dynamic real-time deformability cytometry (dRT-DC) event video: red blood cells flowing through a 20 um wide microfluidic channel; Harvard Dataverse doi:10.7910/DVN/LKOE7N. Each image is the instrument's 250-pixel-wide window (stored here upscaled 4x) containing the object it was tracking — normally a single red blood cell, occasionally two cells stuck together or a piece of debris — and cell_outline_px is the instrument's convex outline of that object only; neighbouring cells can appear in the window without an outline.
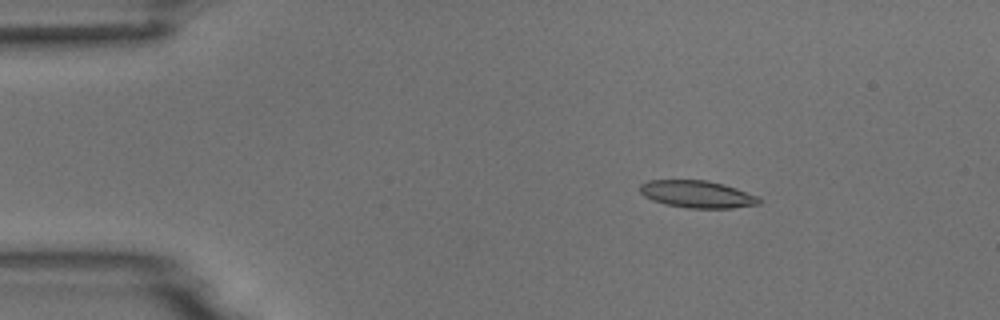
{"species": "common noctule bat (a hibernating species)", "species_latin": "Nyctalus noctula", "temperature_condition": "room temperature", "stored_images_in_passage": 4, "camera_frame_rate_fps": 3000, "um_per_image_px": 0.085, "animal": {"sex": "male", "body_mass_g": 18.8}, "frame": {"image": 1, "passage_image": 2, "time_ms": 1.0, "image_size_px": [1000, 320], "cell_outline_px": [[760, 204], [732, 208], [688, 208], [664, 204], [652, 200], [644, 196], [640, 192], [640, 184], [648, 180], [708, 180], [724, 184], [760, 196]], "centroid_in_image_um": [59.27, 16.5], "position_along_channel_um": 25.7, "area_um2": 19.07}}
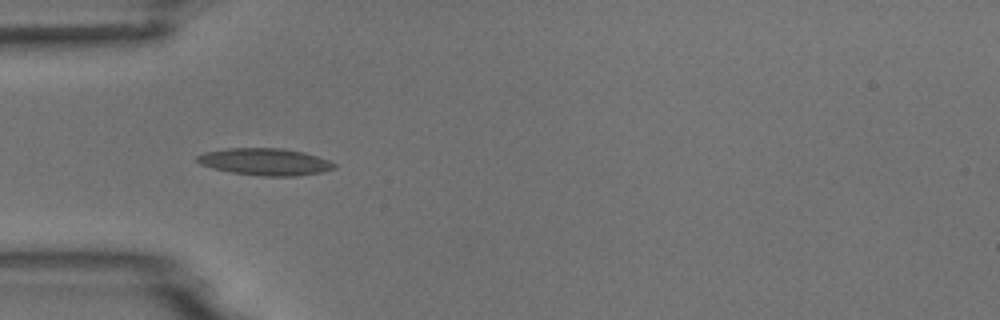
{"frame": {"image": 2, "passage_image": 4, "time_ms": 3.667, "image_size_px": [1000, 320], "cell_outline_px": [[336, 168], [320, 172], [296, 176], [260, 176], [232, 172], [212, 168], [200, 164], [196, 160], [196, 156], [204, 152], [224, 148], [284, 148], [304, 152], [328, 160], [336, 164]], "centroid_in_image_um": [22.51, 13.74], "position_along_channel_um": 62.5, "area_um2": 21.62}}